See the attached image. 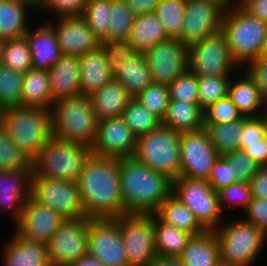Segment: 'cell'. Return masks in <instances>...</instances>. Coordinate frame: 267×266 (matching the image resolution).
I'll use <instances>...</instances> for the list:
<instances>
[{
    "label": "cell",
    "mask_w": 267,
    "mask_h": 266,
    "mask_svg": "<svg viewBox=\"0 0 267 266\" xmlns=\"http://www.w3.org/2000/svg\"><path fill=\"white\" fill-rule=\"evenodd\" d=\"M91 148L52 136L32 162L33 171L41 177L77 183Z\"/></svg>",
    "instance_id": "cell-6"
},
{
    "label": "cell",
    "mask_w": 267,
    "mask_h": 266,
    "mask_svg": "<svg viewBox=\"0 0 267 266\" xmlns=\"http://www.w3.org/2000/svg\"><path fill=\"white\" fill-rule=\"evenodd\" d=\"M241 7L251 16L267 22V0H247Z\"/></svg>",
    "instance_id": "cell-59"
},
{
    "label": "cell",
    "mask_w": 267,
    "mask_h": 266,
    "mask_svg": "<svg viewBox=\"0 0 267 266\" xmlns=\"http://www.w3.org/2000/svg\"><path fill=\"white\" fill-rule=\"evenodd\" d=\"M218 266H233V265H228V264H224V263H219Z\"/></svg>",
    "instance_id": "cell-66"
},
{
    "label": "cell",
    "mask_w": 267,
    "mask_h": 266,
    "mask_svg": "<svg viewBox=\"0 0 267 266\" xmlns=\"http://www.w3.org/2000/svg\"><path fill=\"white\" fill-rule=\"evenodd\" d=\"M89 218L66 220L46 248L51 266H70L87 254Z\"/></svg>",
    "instance_id": "cell-14"
},
{
    "label": "cell",
    "mask_w": 267,
    "mask_h": 266,
    "mask_svg": "<svg viewBox=\"0 0 267 266\" xmlns=\"http://www.w3.org/2000/svg\"><path fill=\"white\" fill-rule=\"evenodd\" d=\"M33 170L32 162L0 129V171Z\"/></svg>",
    "instance_id": "cell-44"
},
{
    "label": "cell",
    "mask_w": 267,
    "mask_h": 266,
    "mask_svg": "<svg viewBox=\"0 0 267 266\" xmlns=\"http://www.w3.org/2000/svg\"><path fill=\"white\" fill-rule=\"evenodd\" d=\"M107 65L114 77L121 67L133 57L137 51L129 40H108L100 41Z\"/></svg>",
    "instance_id": "cell-45"
},
{
    "label": "cell",
    "mask_w": 267,
    "mask_h": 266,
    "mask_svg": "<svg viewBox=\"0 0 267 266\" xmlns=\"http://www.w3.org/2000/svg\"><path fill=\"white\" fill-rule=\"evenodd\" d=\"M244 74L240 77L241 79L235 80L234 82V78H231L228 87V97L236 105L242 116H263L267 110V102L260 95L254 80L246 71Z\"/></svg>",
    "instance_id": "cell-27"
},
{
    "label": "cell",
    "mask_w": 267,
    "mask_h": 266,
    "mask_svg": "<svg viewBox=\"0 0 267 266\" xmlns=\"http://www.w3.org/2000/svg\"><path fill=\"white\" fill-rule=\"evenodd\" d=\"M55 20L58 23L54 26L52 21L48 24L56 33L62 55L82 56L100 46L99 39L81 16L55 18Z\"/></svg>",
    "instance_id": "cell-20"
},
{
    "label": "cell",
    "mask_w": 267,
    "mask_h": 266,
    "mask_svg": "<svg viewBox=\"0 0 267 266\" xmlns=\"http://www.w3.org/2000/svg\"><path fill=\"white\" fill-rule=\"evenodd\" d=\"M33 170L0 171V209L11 212L15 223L19 220L24 204L30 198Z\"/></svg>",
    "instance_id": "cell-21"
},
{
    "label": "cell",
    "mask_w": 267,
    "mask_h": 266,
    "mask_svg": "<svg viewBox=\"0 0 267 266\" xmlns=\"http://www.w3.org/2000/svg\"><path fill=\"white\" fill-rule=\"evenodd\" d=\"M5 43H6V40L0 38V65L2 62V58H3V51H4Z\"/></svg>",
    "instance_id": "cell-65"
},
{
    "label": "cell",
    "mask_w": 267,
    "mask_h": 266,
    "mask_svg": "<svg viewBox=\"0 0 267 266\" xmlns=\"http://www.w3.org/2000/svg\"><path fill=\"white\" fill-rule=\"evenodd\" d=\"M244 212L246 218L243 219L253 223L267 235V200L252 197Z\"/></svg>",
    "instance_id": "cell-54"
},
{
    "label": "cell",
    "mask_w": 267,
    "mask_h": 266,
    "mask_svg": "<svg viewBox=\"0 0 267 266\" xmlns=\"http://www.w3.org/2000/svg\"><path fill=\"white\" fill-rule=\"evenodd\" d=\"M163 222L177 229L197 235L205 231L198 223L193 212L172 194L162 203L155 213Z\"/></svg>",
    "instance_id": "cell-34"
},
{
    "label": "cell",
    "mask_w": 267,
    "mask_h": 266,
    "mask_svg": "<svg viewBox=\"0 0 267 266\" xmlns=\"http://www.w3.org/2000/svg\"><path fill=\"white\" fill-rule=\"evenodd\" d=\"M137 137L121 117L98 121L97 136L92 154L101 157L123 158L134 156Z\"/></svg>",
    "instance_id": "cell-18"
},
{
    "label": "cell",
    "mask_w": 267,
    "mask_h": 266,
    "mask_svg": "<svg viewBox=\"0 0 267 266\" xmlns=\"http://www.w3.org/2000/svg\"><path fill=\"white\" fill-rule=\"evenodd\" d=\"M153 223L156 255L179 257L192 235L166 224L156 214H153Z\"/></svg>",
    "instance_id": "cell-35"
},
{
    "label": "cell",
    "mask_w": 267,
    "mask_h": 266,
    "mask_svg": "<svg viewBox=\"0 0 267 266\" xmlns=\"http://www.w3.org/2000/svg\"><path fill=\"white\" fill-rule=\"evenodd\" d=\"M244 116L236 121L222 124H204L211 143L219 156L240 150Z\"/></svg>",
    "instance_id": "cell-36"
},
{
    "label": "cell",
    "mask_w": 267,
    "mask_h": 266,
    "mask_svg": "<svg viewBox=\"0 0 267 266\" xmlns=\"http://www.w3.org/2000/svg\"><path fill=\"white\" fill-rule=\"evenodd\" d=\"M47 73L53 103L80 95L79 56L61 55Z\"/></svg>",
    "instance_id": "cell-22"
},
{
    "label": "cell",
    "mask_w": 267,
    "mask_h": 266,
    "mask_svg": "<svg viewBox=\"0 0 267 266\" xmlns=\"http://www.w3.org/2000/svg\"><path fill=\"white\" fill-rule=\"evenodd\" d=\"M30 198L54 209L66 220L86 218L77 183L41 177L33 171Z\"/></svg>",
    "instance_id": "cell-9"
},
{
    "label": "cell",
    "mask_w": 267,
    "mask_h": 266,
    "mask_svg": "<svg viewBox=\"0 0 267 266\" xmlns=\"http://www.w3.org/2000/svg\"><path fill=\"white\" fill-rule=\"evenodd\" d=\"M86 218L116 219L125 213L119 158L91 155L77 181Z\"/></svg>",
    "instance_id": "cell-1"
},
{
    "label": "cell",
    "mask_w": 267,
    "mask_h": 266,
    "mask_svg": "<svg viewBox=\"0 0 267 266\" xmlns=\"http://www.w3.org/2000/svg\"><path fill=\"white\" fill-rule=\"evenodd\" d=\"M267 135L266 117H245L240 144L262 143V139Z\"/></svg>",
    "instance_id": "cell-52"
},
{
    "label": "cell",
    "mask_w": 267,
    "mask_h": 266,
    "mask_svg": "<svg viewBox=\"0 0 267 266\" xmlns=\"http://www.w3.org/2000/svg\"><path fill=\"white\" fill-rule=\"evenodd\" d=\"M135 16L152 13L161 0H123Z\"/></svg>",
    "instance_id": "cell-58"
},
{
    "label": "cell",
    "mask_w": 267,
    "mask_h": 266,
    "mask_svg": "<svg viewBox=\"0 0 267 266\" xmlns=\"http://www.w3.org/2000/svg\"><path fill=\"white\" fill-rule=\"evenodd\" d=\"M47 23L34 31L29 28L25 34L32 55V68L48 70L61 54L54 29Z\"/></svg>",
    "instance_id": "cell-23"
},
{
    "label": "cell",
    "mask_w": 267,
    "mask_h": 266,
    "mask_svg": "<svg viewBox=\"0 0 267 266\" xmlns=\"http://www.w3.org/2000/svg\"><path fill=\"white\" fill-rule=\"evenodd\" d=\"M186 0H161L154 10L169 38L177 39L181 33Z\"/></svg>",
    "instance_id": "cell-39"
},
{
    "label": "cell",
    "mask_w": 267,
    "mask_h": 266,
    "mask_svg": "<svg viewBox=\"0 0 267 266\" xmlns=\"http://www.w3.org/2000/svg\"><path fill=\"white\" fill-rule=\"evenodd\" d=\"M264 116L266 117V120H267V110H266V112H265Z\"/></svg>",
    "instance_id": "cell-67"
},
{
    "label": "cell",
    "mask_w": 267,
    "mask_h": 266,
    "mask_svg": "<svg viewBox=\"0 0 267 266\" xmlns=\"http://www.w3.org/2000/svg\"><path fill=\"white\" fill-rule=\"evenodd\" d=\"M87 254L103 266H128L119 218H89Z\"/></svg>",
    "instance_id": "cell-15"
},
{
    "label": "cell",
    "mask_w": 267,
    "mask_h": 266,
    "mask_svg": "<svg viewBox=\"0 0 267 266\" xmlns=\"http://www.w3.org/2000/svg\"><path fill=\"white\" fill-rule=\"evenodd\" d=\"M114 79L121 83L133 98L143 92L153 83L144 53L137 52L128 59Z\"/></svg>",
    "instance_id": "cell-32"
},
{
    "label": "cell",
    "mask_w": 267,
    "mask_h": 266,
    "mask_svg": "<svg viewBox=\"0 0 267 266\" xmlns=\"http://www.w3.org/2000/svg\"><path fill=\"white\" fill-rule=\"evenodd\" d=\"M246 1L247 0H226V5L227 6H242Z\"/></svg>",
    "instance_id": "cell-64"
},
{
    "label": "cell",
    "mask_w": 267,
    "mask_h": 266,
    "mask_svg": "<svg viewBox=\"0 0 267 266\" xmlns=\"http://www.w3.org/2000/svg\"><path fill=\"white\" fill-rule=\"evenodd\" d=\"M217 193L222 212L225 205L228 207L240 205L245 211L252 199L250 184L244 182H234Z\"/></svg>",
    "instance_id": "cell-50"
},
{
    "label": "cell",
    "mask_w": 267,
    "mask_h": 266,
    "mask_svg": "<svg viewBox=\"0 0 267 266\" xmlns=\"http://www.w3.org/2000/svg\"><path fill=\"white\" fill-rule=\"evenodd\" d=\"M220 262L233 266H250L267 241V235L245 219L221 223L215 230Z\"/></svg>",
    "instance_id": "cell-7"
},
{
    "label": "cell",
    "mask_w": 267,
    "mask_h": 266,
    "mask_svg": "<svg viewBox=\"0 0 267 266\" xmlns=\"http://www.w3.org/2000/svg\"><path fill=\"white\" fill-rule=\"evenodd\" d=\"M70 266H103L97 259L94 257L85 254L78 261L72 263Z\"/></svg>",
    "instance_id": "cell-61"
},
{
    "label": "cell",
    "mask_w": 267,
    "mask_h": 266,
    "mask_svg": "<svg viewBox=\"0 0 267 266\" xmlns=\"http://www.w3.org/2000/svg\"><path fill=\"white\" fill-rule=\"evenodd\" d=\"M207 182L215 192L236 182L232 178L231 163L224 156H219L213 164Z\"/></svg>",
    "instance_id": "cell-51"
},
{
    "label": "cell",
    "mask_w": 267,
    "mask_h": 266,
    "mask_svg": "<svg viewBox=\"0 0 267 266\" xmlns=\"http://www.w3.org/2000/svg\"><path fill=\"white\" fill-rule=\"evenodd\" d=\"M180 156V177L207 181L219 154L202 128L181 133Z\"/></svg>",
    "instance_id": "cell-16"
},
{
    "label": "cell",
    "mask_w": 267,
    "mask_h": 266,
    "mask_svg": "<svg viewBox=\"0 0 267 266\" xmlns=\"http://www.w3.org/2000/svg\"><path fill=\"white\" fill-rule=\"evenodd\" d=\"M259 59L267 60V34L259 54Z\"/></svg>",
    "instance_id": "cell-63"
},
{
    "label": "cell",
    "mask_w": 267,
    "mask_h": 266,
    "mask_svg": "<svg viewBox=\"0 0 267 266\" xmlns=\"http://www.w3.org/2000/svg\"><path fill=\"white\" fill-rule=\"evenodd\" d=\"M179 257L184 266H218L220 256L215 231L192 235Z\"/></svg>",
    "instance_id": "cell-28"
},
{
    "label": "cell",
    "mask_w": 267,
    "mask_h": 266,
    "mask_svg": "<svg viewBox=\"0 0 267 266\" xmlns=\"http://www.w3.org/2000/svg\"><path fill=\"white\" fill-rule=\"evenodd\" d=\"M247 74L254 80L260 95L267 102V60L255 59L246 64Z\"/></svg>",
    "instance_id": "cell-55"
},
{
    "label": "cell",
    "mask_w": 267,
    "mask_h": 266,
    "mask_svg": "<svg viewBox=\"0 0 267 266\" xmlns=\"http://www.w3.org/2000/svg\"><path fill=\"white\" fill-rule=\"evenodd\" d=\"M52 104L47 70L31 68L23 73L19 107L51 109Z\"/></svg>",
    "instance_id": "cell-29"
},
{
    "label": "cell",
    "mask_w": 267,
    "mask_h": 266,
    "mask_svg": "<svg viewBox=\"0 0 267 266\" xmlns=\"http://www.w3.org/2000/svg\"><path fill=\"white\" fill-rule=\"evenodd\" d=\"M112 0H89L81 17L99 41H108Z\"/></svg>",
    "instance_id": "cell-38"
},
{
    "label": "cell",
    "mask_w": 267,
    "mask_h": 266,
    "mask_svg": "<svg viewBox=\"0 0 267 266\" xmlns=\"http://www.w3.org/2000/svg\"><path fill=\"white\" fill-rule=\"evenodd\" d=\"M240 150L244 151L260 167L267 166V135L262 143L240 144Z\"/></svg>",
    "instance_id": "cell-57"
},
{
    "label": "cell",
    "mask_w": 267,
    "mask_h": 266,
    "mask_svg": "<svg viewBox=\"0 0 267 266\" xmlns=\"http://www.w3.org/2000/svg\"><path fill=\"white\" fill-rule=\"evenodd\" d=\"M135 98L162 122L169 103V88L167 85L153 82Z\"/></svg>",
    "instance_id": "cell-46"
},
{
    "label": "cell",
    "mask_w": 267,
    "mask_h": 266,
    "mask_svg": "<svg viewBox=\"0 0 267 266\" xmlns=\"http://www.w3.org/2000/svg\"><path fill=\"white\" fill-rule=\"evenodd\" d=\"M169 37L154 12L135 16L128 40L137 52L144 53Z\"/></svg>",
    "instance_id": "cell-31"
},
{
    "label": "cell",
    "mask_w": 267,
    "mask_h": 266,
    "mask_svg": "<svg viewBox=\"0 0 267 266\" xmlns=\"http://www.w3.org/2000/svg\"><path fill=\"white\" fill-rule=\"evenodd\" d=\"M1 64L22 73L32 68V55L25 36L6 40Z\"/></svg>",
    "instance_id": "cell-41"
},
{
    "label": "cell",
    "mask_w": 267,
    "mask_h": 266,
    "mask_svg": "<svg viewBox=\"0 0 267 266\" xmlns=\"http://www.w3.org/2000/svg\"><path fill=\"white\" fill-rule=\"evenodd\" d=\"M224 157L231 163L232 178L236 182L249 183L260 167L242 150L227 153Z\"/></svg>",
    "instance_id": "cell-49"
},
{
    "label": "cell",
    "mask_w": 267,
    "mask_h": 266,
    "mask_svg": "<svg viewBox=\"0 0 267 266\" xmlns=\"http://www.w3.org/2000/svg\"><path fill=\"white\" fill-rule=\"evenodd\" d=\"M119 178L125 213L155 214L172 194L173 180L134 156L119 158Z\"/></svg>",
    "instance_id": "cell-2"
},
{
    "label": "cell",
    "mask_w": 267,
    "mask_h": 266,
    "mask_svg": "<svg viewBox=\"0 0 267 266\" xmlns=\"http://www.w3.org/2000/svg\"><path fill=\"white\" fill-rule=\"evenodd\" d=\"M89 0H47L44 8L58 18L81 16ZM53 10V11H52ZM52 11V12H51Z\"/></svg>",
    "instance_id": "cell-53"
},
{
    "label": "cell",
    "mask_w": 267,
    "mask_h": 266,
    "mask_svg": "<svg viewBox=\"0 0 267 266\" xmlns=\"http://www.w3.org/2000/svg\"><path fill=\"white\" fill-rule=\"evenodd\" d=\"M188 59V70L197 77L232 76L231 70L238 67L230 56L222 30L188 46Z\"/></svg>",
    "instance_id": "cell-12"
},
{
    "label": "cell",
    "mask_w": 267,
    "mask_h": 266,
    "mask_svg": "<svg viewBox=\"0 0 267 266\" xmlns=\"http://www.w3.org/2000/svg\"><path fill=\"white\" fill-rule=\"evenodd\" d=\"M161 124L179 133L200 130L204 128L203 109L199 103L169 100Z\"/></svg>",
    "instance_id": "cell-30"
},
{
    "label": "cell",
    "mask_w": 267,
    "mask_h": 266,
    "mask_svg": "<svg viewBox=\"0 0 267 266\" xmlns=\"http://www.w3.org/2000/svg\"><path fill=\"white\" fill-rule=\"evenodd\" d=\"M204 124H222L241 119L243 116L227 96L210 104L203 110Z\"/></svg>",
    "instance_id": "cell-47"
},
{
    "label": "cell",
    "mask_w": 267,
    "mask_h": 266,
    "mask_svg": "<svg viewBox=\"0 0 267 266\" xmlns=\"http://www.w3.org/2000/svg\"><path fill=\"white\" fill-rule=\"evenodd\" d=\"M169 88V100L198 103L197 76L189 70L176 78Z\"/></svg>",
    "instance_id": "cell-48"
},
{
    "label": "cell",
    "mask_w": 267,
    "mask_h": 266,
    "mask_svg": "<svg viewBox=\"0 0 267 266\" xmlns=\"http://www.w3.org/2000/svg\"><path fill=\"white\" fill-rule=\"evenodd\" d=\"M121 118L137 138L157 128L161 121L150 113L136 98H132L122 112Z\"/></svg>",
    "instance_id": "cell-37"
},
{
    "label": "cell",
    "mask_w": 267,
    "mask_h": 266,
    "mask_svg": "<svg viewBox=\"0 0 267 266\" xmlns=\"http://www.w3.org/2000/svg\"><path fill=\"white\" fill-rule=\"evenodd\" d=\"M119 226L128 266H149L157 256L153 214L126 213Z\"/></svg>",
    "instance_id": "cell-11"
},
{
    "label": "cell",
    "mask_w": 267,
    "mask_h": 266,
    "mask_svg": "<svg viewBox=\"0 0 267 266\" xmlns=\"http://www.w3.org/2000/svg\"><path fill=\"white\" fill-rule=\"evenodd\" d=\"M20 3L28 6L30 8V11L32 9V7L34 8H45L46 4H47V0H18ZM37 6V7H36Z\"/></svg>",
    "instance_id": "cell-62"
},
{
    "label": "cell",
    "mask_w": 267,
    "mask_h": 266,
    "mask_svg": "<svg viewBox=\"0 0 267 266\" xmlns=\"http://www.w3.org/2000/svg\"><path fill=\"white\" fill-rule=\"evenodd\" d=\"M135 15L123 0H112L108 40H128Z\"/></svg>",
    "instance_id": "cell-43"
},
{
    "label": "cell",
    "mask_w": 267,
    "mask_h": 266,
    "mask_svg": "<svg viewBox=\"0 0 267 266\" xmlns=\"http://www.w3.org/2000/svg\"><path fill=\"white\" fill-rule=\"evenodd\" d=\"M249 184L253 198L267 200V166L259 167Z\"/></svg>",
    "instance_id": "cell-56"
},
{
    "label": "cell",
    "mask_w": 267,
    "mask_h": 266,
    "mask_svg": "<svg viewBox=\"0 0 267 266\" xmlns=\"http://www.w3.org/2000/svg\"><path fill=\"white\" fill-rule=\"evenodd\" d=\"M227 5L223 0H186L185 15L179 37L190 46L222 30Z\"/></svg>",
    "instance_id": "cell-13"
},
{
    "label": "cell",
    "mask_w": 267,
    "mask_h": 266,
    "mask_svg": "<svg viewBox=\"0 0 267 266\" xmlns=\"http://www.w3.org/2000/svg\"><path fill=\"white\" fill-rule=\"evenodd\" d=\"M79 65L80 95L89 96L114 78L100 46L79 56Z\"/></svg>",
    "instance_id": "cell-25"
},
{
    "label": "cell",
    "mask_w": 267,
    "mask_h": 266,
    "mask_svg": "<svg viewBox=\"0 0 267 266\" xmlns=\"http://www.w3.org/2000/svg\"><path fill=\"white\" fill-rule=\"evenodd\" d=\"M53 136L92 148L98 120L88 96L61 99L51 107Z\"/></svg>",
    "instance_id": "cell-5"
},
{
    "label": "cell",
    "mask_w": 267,
    "mask_h": 266,
    "mask_svg": "<svg viewBox=\"0 0 267 266\" xmlns=\"http://www.w3.org/2000/svg\"><path fill=\"white\" fill-rule=\"evenodd\" d=\"M154 83L171 85L188 71V46L180 40L168 38L144 52Z\"/></svg>",
    "instance_id": "cell-17"
},
{
    "label": "cell",
    "mask_w": 267,
    "mask_h": 266,
    "mask_svg": "<svg viewBox=\"0 0 267 266\" xmlns=\"http://www.w3.org/2000/svg\"><path fill=\"white\" fill-rule=\"evenodd\" d=\"M28 9L18 0L0 2V38L11 40L25 36L29 30Z\"/></svg>",
    "instance_id": "cell-33"
},
{
    "label": "cell",
    "mask_w": 267,
    "mask_h": 266,
    "mask_svg": "<svg viewBox=\"0 0 267 266\" xmlns=\"http://www.w3.org/2000/svg\"><path fill=\"white\" fill-rule=\"evenodd\" d=\"M181 133L160 124L149 133L137 138L134 157L154 171L171 180L180 177Z\"/></svg>",
    "instance_id": "cell-8"
},
{
    "label": "cell",
    "mask_w": 267,
    "mask_h": 266,
    "mask_svg": "<svg viewBox=\"0 0 267 266\" xmlns=\"http://www.w3.org/2000/svg\"><path fill=\"white\" fill-rule=\"evenodd\" d=\"M149 266H184L180 257L156 256Z\"/></svg>",
    "instance_id": "cell-60"
},
{
    "label": "cell",
    "mask_w": 267,
    "mask_h": 266,
    "mask_svg": "<svg viewBox=\"0 0 267 266\" xmlns=\"http://www.w3.org/2000/svg\"><path fill=\"white\" fill-rule=\"evenodd\" d=\"M0 129L33 162L53 136L51 109L11 107L3 109Z\"/></svg>",
    "instance_id": "cell-3"
},
{
    "label": "cell",
    "mask_w": 267,
    "mask_h": 266,
    "mask_svg": "<svg viewBox=\"0 0 267 266\" xmlns=\"http://www.w3.org/2000/svg\"><path fill=\"white\" fill-rule=\"evenodd\" d=\"M3 247L1 255L5 266H51L47 248L44 245L29 242L17 235Z\"/></svg>",
    "instance_id": "cell-26"
},
{
    "label": "cell",
    "mask_w": 267,
    "mask_h": 266,
    "mask_svg": "<svg viewBox=\"0 0 267 266\" xmlns=\"http://www.w3.org/2000/svg\"><path fill=\"white\" fill-rule=\"evenodd\" d=\"M222 31L226 34L232 60L237 66H245L259 58L267 34V22L251 16L241 6H227Z\"/></svg>",
    "instance_id": "cell-4"
},
{
    "label": "cell",
    "mask_w": 267,
    "mask_h": 266,
    "mask_svg": "<svg viewBox=\"0 0 267 266\" xmlns=\"http://www.w3.org/2000/svg\"><path fill=\"white\" fill-rule=\"evenodd\" d=\"M172 195L193 212L205 230L215 231L221 226L218 193L206 180L178 177L172 181Z\"/></svg>",
    "instance_id": "cell-10"
},
{
    "label": "cell",
    "mask_w": 267,
    "mask_h": 266,
    "mask_svg": "<svg viewBox=\"0 0 267 266\" xmlns=\"http://www.w3.org/2000/svg\"><path fill=\"white\" fill-rule=\"evenodd\" d=\"M98 121L121 117L123 110L133 98L126 88L114 78L100 90L88 96Z\"/></svg>",
    "instance_id": "cell-24"
},
{
    "label": "cell",
    "mask_w": 267,
    "mask_h": 266,
    "mask_svg": "<svg viewBox=\"0 0 267 266\" xmlns=\"http://www.w3.org/2000/svg\"><path fill=\"white\" fill-rule=\"evenodd\" d=\"M231 78L230 76L197 77L199 106L204 110L210 104L226 98Z\"/></svg>",
    "instance_id": "cell-42"
},
{
    "label": "cell",
    "mask_w": 267,
    "mask_h": 266,
    "mask_svg": "<svg viewBox=\"0 0 267 266\" xmlns=\"http://www.w3.org/2000/svg\"><path fill=\"white\" fill-rule=\"evenodd\" d=\"M23 73L0 65V108L19 107Z\"/></svg>",
    "instance_id": "cell-40"
},
{
    "label": "cell",
    "mask_w": 267,
    "mask_h": 266,
    "mask_svg": "<svg viewBox=\"0 0 267 266\" xmlns=\"http://www.w3.org/2000/svg\"><path fill=\"white\" fill-rule=\"evenodd\" d=\"M66 219L54 209L40 205L31 198L24 204L15 233L29 242L46 246L53 233Z\"/></svg>",
    "instance_id": "cell-19"
}]
</instances>
